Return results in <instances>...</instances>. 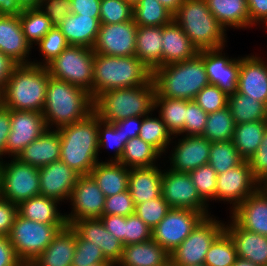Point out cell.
<instances>
[{
  "mask_svg": "<svg viewBox=\"0 0 267 266\" xmlns=\"http://www.w3.org/2000/svg\"><path fill=\"white\" fill-rule=\"evenodd\" d=\"M99 18L106 24L133 20V6L126 0H101Z\"/></svg>",
  "mask_w": 267,
  "mask_h": 266,
  "instance_id": "obj_49",
  "label": "cell"
},
{
  "mask_svg": "<svg viewBox=\"0 0 267 266\" xmlns=\"http://www.w3.org/2000/svg\"><path fill=\"white\" fill-rule=\"evenodd\" d=\"M260 24H265L264 26H265V29L267 28V17L264 19V20H262L260 23H259V25Z\"/></svg>",
  "mask_w": 267,
  "mask_h": 266,
  "instance_id": "obj_72",
  "label": "cell"
},
{
  "mask_svg": "<svg viewBox=\"0 0 267 266\" xmlns=\"http://www.w3.org/2000/svg\"><path fill=\"white\" fill-rule=\"evenodd\" d=\"M93 111L94 100L87 91L49 77L42 112L48 129L73 124L86 118Z\"/></svg>",
  "mask_w": 267,
  "mask_h": 266,
  "instance_id": "obj_2",
  "label": "cell"
},
{
  "mask_svg": "<svg viewBox=\"0 0 267 266\" xmlns=\"http://www.w3.org/2000/svg\"><path fill=\"white\" fill-rule=\"evenodd\" d=\"M38 8L48 16L53 27H58L72 13L70 0H41Z\"/></svg>",
  "mask_w": 267,
  "mask_h": 266,
  "instance_id": "obj_56",
  "label": "cell"
},
{
  "mask_svg": "<svg viewBox=\"0 0 267 266\" xmlns=\"http://www.w3.org/2000/svg\"><path fill=\"white\" fill-rule=\"evenodd\" d=\"M261 56H240L237 92L267 105V63Z\"/></svg>",
  "mask_w": 267,
  "mask_h": 266,
  "instance_id": "obj_21",
  "label": "cell"
},
{
  "mask_svg": "<svg viewBox=\"0 0 267 266\" xmlns=\"http://www.w3.org/2000/svg\"><path fill=\"white\" fill-rule=\"evenodd\" d=\"M261 186L267 191V180L264 181Z\"/></svg>",
  "mask_w": 267,
  "mask_h": 266,
  "instance_id": "obj_73",
  "label": "cell"
},
{
  "mask_svg": "<svg viewBox=\"0 0 267 266\" xmlns=\"http://www.w3.org/2000/svg\"><path fill=\"white\" fill-rule=\"evenodd\" d=\"M162 41V66L189 60L199 53L174 20L162 26Z\"/></svg>",
  "mask_w": 267,
  "mask_h": 266,
  "instance_id": "obj_27",
  "label": "cell"
},
{
  "mask_svg": "<svg viewBox=\"0 0 267 266\" xmlns=\"http://www.w3.org/2000/svg\"><path fill=\"white\" fill-rule=\"evenodd\" d=\"M23 34L27 41L34 47L51 29L52 24L38 7L23 8L19 14Z\"/></svg>",
  "mask_w": 267,
  "mask_h": 266,
  "instance_id": "obj_42",
  "label": "cell"
},
{
  "mask_svg": "<svg viewBox=\"0 0 267 266\" xmlns=\"http://www.w3.org/2000/svg\"><path fill=\"white\" fill-rule=\"evenodd\" d=\"M232 266H258V265L253 264L251 261L247 259L237 257L235 263Z\"/></svg>",
  "mask_w": 267,
  "mask_h": 266,
  "instance_id": "obj_69",
  "label": "cell"
},
{
  "mask_svg": "<svg viewBox=\"0 0 267 266\" xmlns=\"http://www.w3.org/2000/svg\"><path fill=\"white\" fill-rule=\"evenodd\" d=\"M130 169L119 162L99 161L90 175L97 182L105 198L128 190Z\"/></svg>",
  "mask_w": 267,
  "mask_h": 266,
  "instance_id": "obj_34",
  "label": "cell"
},
{
  "mask_svg": "<svg viewBox=\"0 0 267 266\" xmlns=\"http://www.w3.org/2000/svg\"><path fill=\"white\" fill-rule=\"evenodd\" d=\"M43 60L33 58L32 64L46 66L55 57H58L70 44L58 27L52 29L36 44Z\"/></svg>",
  "mask_w": 267,
  "mask_h": 266,
  "instance_id": "obj_46",
  "label": "cell"
},
{
  "mask_svg": "<svg viewBox=\"0 0 267 266\" xmlns=\"http://www.w3.org/2000/svg\"><path fill=\"white\" fill-rule=\"evenodd\" d=\"M152 114L153 112L143 117L139 137L164 155L168 152V147L174 138L159 115L158 117H153L154 115Z\"/></svg>",
  "mask_w": 267,
  "mask_h": 266,
  "instance_id": "obj_40",
  "label": "cell"
},
{
  "mask_svg": "<svg viewBox=\"0 0 267 266\" xmlns=\"http://www.w3.org/2000/svg\"><path fill=\"white\" fill-rule=\"evenodd\" d=\"M162 26H138L135 55L152 72L162 66Z\"/></svg>",
  "mask_w": 267,
  "mask_h": 266,
  "instance_id": "obj_33",
  "label": "cell"
},
{
  "mask_svg": "<svg viewBox=\"0 0 267 266\" xmlns=\"http://www.w3.org/2000/svg\"><path fill=\"white\" fill-rule=\"evenodd\" d=\"M250 23L258 26L267 17V0H247Z\"/></svg>",
  "mask_w": 267,
  "mask_h": 266,
  "instance_id": "obj_64",
  "label": "cell"
},
{
  "mask_svg": "<svg viewBox=\"0 0 267 266\" xmlns=\"http://www.w3.org/2000/svg\"><path fill=\"white\" fill-rule=\"evenodd\" d=\"M75 249L76 231L71 225H66L28 266H72Z\"/></svg>",
  "mask_w": 267,
  "mask_h": 266,
  "instance_id": "obj_26",
  "label": "cell"
},
{
  "mask_svg": "<svg viewBox=\"0 0 267 266\" xmlns=\"http://www.w3.org/2000/svg\"><path fill=\"white\" fill-rule=\"evenodd\" d=\"M228 96L216 85L208 84L194 98L207 114L216 112L227 107Z\"/></svg>",
  "mask_w": 267,
  "mask_h": 266,
  "instance_id": "obj_52",
  "label": "cell"
},
{
  "mask_svg": "<svg viewBox=\"0 0 267 266\" xmlns=\"http://www.w3.org/2000/svg\"><path fill=\"white\" fill-rule=\"evenodd\" d=\"M267 121H253L235 124L232 142L240 156L249 161L261 144Z\"/></svg>",
  "mask_w": 267,
  "mask_h": 266,
  "instance_id": "obj_37",
  "label": "cell"
},
{
  "mask_svg": "<svg viewBox=\"0 0 267 266\" xmlns=\"http://www.w3.org/2000/svg\"><path fill=\"white\" fill-rule=\"evenodd\" d=\"M243 161L232 140L211 142L208 164L217 174L226 172Z\"/></svg>",
  "mask_w": 267,
  "mask_h": 266,
  "instance_id": "obj_44",
  "label": "cell"
},
{
  "mask_svg": "<svg viewBox=\"0 0 267 266\" xmlns=\"http://www.w3.org/2000/svg\"><path fill=\"white\" fill-rule=\"evenodd\" d=\"M156 93L161 97L194 100L209 83L203 50L189 60L160 66L152 72Z\"/></svg>",
  "mask_w": 267,
  "mask_h": 266,
  "instance_id": "obj_4",
  "label": "cell"
},
{
  "mask_svg": "<svg viewBox=\"0 0 267 266\" xmlns=\"http://www.w3.org/2000/svg\"><path fill=\"white\" fill-rule=\"evenodd\" d=\"M18 215V205L0 197V236L8 237Z\"/></svg>",
  "mask_w": 267,
  "mask_h": 266,
  "instance_id": "obj_58",
  "label": "cell"
},
{
  "mask_svg": "<svg viewBox=\"0 0 267 266\" xmlns=\"http://www.w3.org/2000/svg\"><path fill=\"white\" fill-rule=\"evenodd\" d=\"M11 111L10 109L4 108L0 104V160L3 156L6 158V144L7 138L11 130L10 123Z\"/></svg>",
  "mask_w": 267,
  "mask_h": 266,
  "instance_id": "obj_63",
  "label": "cell"
},
{
  "mask_svg": "<svg viewBox=\"0 0 267 266\" xmlns=\"http://www.w3.org/2000/svg\"><path fill=\"white\" fill-rule=\"evenodd\" d=\"M156 110L174 139L180 135H184L186 100L161 97L156 93L154 111Z\"/></svg>",
  "mask_w": 267,
  "mask_h": 266,
  "instance_id": "obj_36",
  "label": "cell"
},
{
  "mask_svg": "<svg viewBox=\"0 0 267 266\" xmlns=\"http://www.w3.org/2000/svg\"><path fill=\"white\" fill-rule=\"evenodd\" d=\"M158 166L130 169L128 190L135 205L155 199L162 194L161 168L163 167Z\"/></svg>",
  "mask_w": 267,
  "mask_h": 266,
  "instance_id": "obj_29",
  "label": "cell"
},
{
  "mask_svg": "<svg viewBox=\"0 0 267 266\" xmlns=\"http://www.w3.org/2000/svg\"><path fill=\"white\" fill-rule=\"evenodd\" d=\"M79 174L62 160H57L47 166L39 168L40 195L67 202ZM65 200V201H64Z\"/></svg>",
  "mask_w": 267,
  "mask_h": 266,
  "instance_id": "obj_20",
  "label": "cell"
},
{
  "mask_svg": "<svg viewBox=\"0 0 267 266\" xmlns=\"http://www.w3.org/2000/svg\"><path fill=\"white\" fill-rule=\"evenodd\" d=\"M71 12L83 16L100 17L101 0H70Z\"/></svg>",
  "mask_w": 267,
  "mask_h": 266,
  "instance_id": "obj_60",
  "label": "cell"
},
{
  "mask_svg": "<svg viewBox=\"0 0 267 266\" xmlns=\"http://www.w3.org/2000/svg\"><path fill=\"white\" fill-rule=\"evenodd\" d=\"M22 8L38 7L41 0H16Z\"/></svg>",
  "mask_w": 267,
  "mask_h": 266,
  "instance_id": "obj_68",
  "label": "cell"
},
{
  "mask_svg": "<svg viewBox=\"0 0 267 266\" xmlns=\"http://www.w3.org/2000/svg\"><path fill=\"white\" fill-rule=\"evenodd\" d=\"M249 163L254 179L261 185L267 180V128L261 144L250 158Z\"/></svg>",
  "mask_w": 267,
  "mask_h": 266,
  "instance_id": "obj_57",
  "label": "cell"
},
{
  "mask_svg": "<svg viewBox=\"0 0 267 266\" xmlns=\"http://www.w3.org/2000/svg\"><path fill=\"white\" fill-rule=\"evenodd\" d=\"M162 266H178L177 264L173 263L170 259Z\"/></svg>",
  "mask_w": 267,
  "mask_h": 266,
  "instance_id": "obj_70",
  "label": "cell"
},
{
  "mask_svg": "<svg viewBox=\"0 0 267 266\" xmlns=\"http://www.w3.org/2000/svg\"><path fill=\"white\" fill-rule=\"evenodd\" d=\"M96 264H111L104 256L100 247L93 242L82 239L76 233V249L72 266H93Z\"/></svg>",
  "mask_w": 267,
  "mask_h": 266,
  "instance_id": "obj_50",
  "label": "cell"
},
{
  "mask_svg": "<svg viewBox=\"0 0 267 266\" xmlns=\"http://www.w3.org/2000/svg\"><path fill=\"white\" fill-rule=\"evenodd\" d=\"M108 232L119 239L124 246L125 216L102 215L99 218Z\"/></svg>",
  "mask_w": 267,
  "mask_h": 266,
  "instance_id": "obj_61",
  "label": "cell"
},
{
  "mask_svg": "<svg viewBox=\"0 0 267 266\" xmlns=\"http://www.w3.org/2000/svg\"><path fill=\"white\" fill-rule=\"evenodd\" d=\"M152 238V229L135 213L125 217L124 246L148 241Z\"/></svg>",
  "mask_w": 267,
  "mask_h": 266,
  "instance_id": "obj_53",
  "label": "cell"
},
{
  "mask_svg": "<svg viewBox=\"0 0 267 266\" xmlns=\"http://www.w3.org/2000/svg\"><path fill=\"white\" fill-rule=\"evenodd\" d=\"M210 12L228 30L252 28L247 0H206Z\"/></svg>",
  "mask_w": 267,
  "mask_h": 266,
  "instance_id": "obj_35",
  "label": "cell"
},
{
  "mask_svg": "<svg viewBox=\"0 0 267 266\" xmlns=\"http://www.w3.org/2000/svg\"><path fill=\"white\" fill-rule=\"evenodd\" d=\"M259 186L253 177L249 161L244 160L236 167L217 174L216 201L229 203L231 212Z\"/></svg>",
  "mask_w": 267,
  "mask_h": 266,
  "instance_id": "obj_15",
  "label": "cell"
},
{
  "mask_svg": "<svg viewBox=\"0 0 267 266\" xmlns=\"http://www.w3.org/2000/svg\"><path fill=\"white\" fill-rule=\"evenodd\" d=\"M65 226L27 220L18 214L8 238L18 259L25 266H28L46 249L59 230Z\"/></svg>",
  "mask_w": 267,
  "mask_h": 266,
  "instance_id": "obj_9",
  "label": "cell"
},
{
  "mask_svg": "<svg viewBox=\"0 0 267 266\" xmlns=\"http://www.w3.org/2000/svg\"><path fill=\"white\" fill-rule=\"evenodd\" d=\"M93 266H113L112 264H96V265H93Z\"/></svg>",
  "mask_w": 267,
  "mask_h": 266,
  "instance_id": "obj_74",
  "label": "cell"
},
{
  "mask_svg": "<svg viewBox=\"0 0 267 266\" xmlns=\"http://www.w3.org/2000/svg\"><path fill=\"white\" fill-rule=\"evenodd\" d=\"M22 10L16 0H0V15L17 16Z\"/></svg>",
  "mask_w": 267,
  "mask_h": 266,
  "instance_id": "obj_66",
  "label": "cell"
},
{
  "mask_svg": "<svg viewBox=\"0 0 267 266\" xmlns=\"http://www.w3.org/2000/svg\"><path fill=\"white\" fill-rule=\"evenodd\" d=\"M137 27L134 19L117 24L100 23L92 48L94 53L117 57L135 55Z\"/></svg>",
  "mask_w": 267,
  "mask_h": 266,
  "instance_id": "obj_16",
  "label": "cell"
},
{
  "mask_svg": "<svg viewBox=\"0 0 267 266\" xmlns=\"http://www.w3.org/2000/svg\"><path fill=\"white\" fill-rule=\"evenodd\" d=\"M227 107L235 124L267 121V105L241 93L236 92L229 95Z\"/></svg>",
  "mask_w": 267,
  "mask_h": 266,
  "instance_id": "obj_39",
  "label": "cell"
},
{
  "mask_svg": "<svg viewBox=\"0 0 267 266\" xmlns=\"http://www.w3.org/2000/svg\"><path fill=\"white\" fill-rule=\"evenodd\" d=\"M235 122L228 107L208 114L206 127L202 136L210 142L232 140Z\"/></svg>",
  "mask_w": 267,
  "mask_h": 266,
  "instance_id": "obj_43",
  "label": "cell"
},
{
  "mask_svg": "<svg viewBox=\"0 0 267 266\" xmlns=\"http://www.w3.org/2000/svg\"><path fill=\"white\" fill-rule=\"evenodd\" d=\"M182 138L172 140L170 146L169 169L189 173L201 165L208 164L211 142L203 136L181 135ZM177 141V142H176ZM175 143V144H173ZM174 147V148H173Z\"/></svg>",
  "mask_w": 267,
  "mask_h": 266,
  "instance_id": "obj_18",
  "label": "cell"
},
{
  "mask_svg": "<svg viewBox=\"0 0 267 266\" xmlns=\"http://www.w3.org/2000/svg\"><path fill=\"white\" fill-rule=\"evenodd\" d=\"M33 47L23 34L22 25L17 16L0 15V52L19 64H32Z\"/></svg>",
  "mask_w": 267,
  "mask_h": 266,
  "instance_id": "obj_23",
  "label": "cell"
},
{
  "mask_svg": "<svg viewBox=\"0 0 267 266\" xmlns=\"http://www.w3.org/2000/svg\"><path fill=\"white\" fill-rule=\"evenodd\" d=\"M189 175L199 195L207 204L209 200L216 201L217 173L209 164L190 171Z\"/></svg>",
  "mask_w": 267,
  "mask_h": 266,
  "instance_id": "obj_48",
  "label": "cell"
},
{
  "mask_svg": "<svg viewBox=\"0 0 267 266\" xmlns=\"http://www.w3.org/2000/svg\"><path fill=\"white\" fill-rule=\"evenodd\" d=\"M161 193L170 208L191 209L211 216L209 204L199 195L189 173L163 169Z\"/></svg>",
  "mask_w": 267,
  "mask_h": 266,
  "instance_id": "obj_13",
  "label": "cell"
},
{
  "mask_svg": "<svg viewBox=\"0 0 267 266\" xmlns=\"http://www.w3.org/2000/svg\"><path fill=\"white\" fill-rule=\"evenodd\" d=\"M229 213L243 229L267 236V191L261 185Z\"/></svg>",
  "mask_w": 267,
  "mask_h": 266,
  "instance_id": "obj_22",
  "label": "cell"
},
{
  "mask_svg": "<svg viewBox=\"0 0 267 266\" xmlns=\"http://www.w3.org/2000/svg\"><path fill=\"white\" fill-rule=\"evenodd\" d=\"M237 252L233 240L224 230L211 244L206 253V266H232L237 259Z\"/></svg>",
  "mask_w": 267,
  "mask_h": 266,
  "instance_id": "obj_45",
  "label": "cell"
},
{
  "mask_svg": "<svg viewBox=\"0 0 267 266\" xmlns=\"http://www.w3.org/2000/svg\"><path fill=\"white\" fill-rule=\"evenodd\" d=\"M205 216L191 209L171 208L152 229V240L168 253L178 247Z\"/></svg>",
  "mask_w": 267,
  "mask_h": 266,
  "instance_id": "obj_12",
  "label": "cell"
},
{
  "mask_svg": "<svg viewBox=\"0 0 267 266\" xmlns=\"http://www.w3.org/2000/svg\"><path fill=\"white\" fill-rule=\"evenodd\" d=\"M137 26H164L173 20V14L157 0H140L133 7Z\"/></svg>",
  "mask_w": 267,
  "mask_h": 266,
  "instance_id": "obj_41",
  "label": "cell"
},
{
  "mask_svg": "<svg viewBox=\"0 0 267 266\" xmlns=\"http://www.w3.org/2000/svg\"><path fill=\"white\" fill-rule=\"evenodd\" d=\"M18 64L14 62L10 57L0 52V94L4 90L7 80L12 74L13 69Z\"/></svg>",
  "mask_w": 267,
  "mask_h": 266,
  "instance_id": "obj_65",
  "label": "cell"
},
{
  "mask_svg": "<svg viewBox=\"0 0 267 266\" xmlns=\"http://www.w3.org/2000/svg\"><path fill=\"white\" fill-rule=\"evenodd\" d=\"M162 154L139 136L130 139L124 146L123 155L119 161L125 167L148 168L156 166Z\"/></svg>",
  "mask_w": 267,
  "mask_h": 266,
  "instance_id": "obj_38",
  "label": "cell"
},
{
  "mask_svg": "<svg viewBox=\"0 0 267 266\" xmlns=\"http://www.w3.org/2000/svg\"><path fill=\"white\" fill-rule=\"evenodd\" d=\"M170 254L152 239L123 247L120 261L115 266H162Z\"/></svg>",
  "mask_w": 267,
  "mask_h": 266,
  "instance_id": "obj_31",
  "label": "cell"
},
{
  "mask_svg": "<svg viewBox=\"0 0 267 266\" xmlns=\"http://www.w3.org/2000/svg\"><path fill=\"white\" fill-rule=\"evenodd\" d=\"M155 94L152 79L137 87L105 91L94 99V112L107 123L130 117H144L154 112Z\"/></svg>",
  "mask_w": 267,
  "mask_h": 266,
  "instance_id": "obj_6",
  "label": "cell"
},
{
  "mask_svg": "<svg viewBox=\"0 0 267 266\" xmlns=\"http://www.w3.org/2000/svg\"><path fill=\"white\" fill-rule=\"evenodd\" d=\"M126 1L134 7L140 0H126Z\"/></svg>",
  "mask_w": 267,
  "mask_h": 266,
  "instance_id": "obj_71",
  "label": "cell"
},
{
  "mask_svg": "<svg viewBox=\"0 0 267 266\" xmlns=\"http://www.w3.org/2000/svg\"><path fill=\"white\" fill-rule=\"evenodd\" d=\"M208 114L193 100H186L184 135L202 136Z\"/></svg>",
  "mask_w": 267,
  "mask_h": 266,
  "instance_id": "obj_54",
  "label": "cell"
},
{
  "mask_svg": "<svg viewBox=\"0 0 267 266\" xmlns=\"http://www.w3.org/2000/svg\"><path fill=\"white\" fill-rule=\"evenodd\" d=\"M224 49L203 50V61L209 83L229 96L237 92L240 57H229Z\"/></svg>",
  "mask_w": 267,
  "mask_h": 266,
  "instance_id": "obj_19",
  "label": "cell"
},
{
  "mask_svg": "<svg viewBox=\"0 0 267 266\" xmlns=\"http://www.w3.org/2000/svg\"><path fill=\"white\" fill-rule=\"evenodd\" d=\"M92 48L69 45L58 57L46 65L50 77L73 84L87 91L93 98Z\"/></svg>",
  "mask_w": 267,
  "mask_h": 266,
  "instance_id": "obj_8",
  "label": "cell"
},
{
  "mask_svg": "<svg viewBox=\"0 0 267 266\" xmlns=\"http://www.w3.org/2000/svg\"><path fill=\"white\" fill-rule=\"evenodd\" d=\"M100 27V18L73 14L58 26L70 45L93 48Z\"/></svg>",
  "mask_w": 267,
  "mask_h": 266,
  "instance_id": "obj_30",
  "label": "cell"
},
{
  "mask_svg": "<svg viewBox=\"0 0 267 266\" xmlns=\"http://www.w3.org/2000/svg\"><path fill=\"white\" fill-rule=\"evenodd\" d=\"M49 77L46 66L17 65L0 94V104L10 110L43 112Z\"/></svg>",
  "mask_w": 267,
  "mask_h": 266,
  "instance_id": "obj_3",
  "label": "cell"
},
{
  "mask_svg": "<svg viewBox=\"0 0 267 266\" xmlns=\"http://www.w3.org/2000/svg\"><path fill=\"white\" fill-rule=\"evenodd\" d=\"M60 135L56 129H47L35 139L17 157L21 162L41 168L60 160Z\"/></svg>",
  "mask_w": 267,
  "mask_h": 266,
  "instance_id": "obj_28",
  "label": "cell"
},
{
  "mask_svg": "<svg viewBox=\"0 0 267 266\" xmlns=\"http://www.w3.org/2000/svg\"><path fill=\"white\" fill-rule=\"evenodd\" d=\"M157 1H159L173 15L177 12L180 5L184 2V0H157Z\"/></svg>",
  "mask_w": 267,
  "mask_h": 266,
  "instance_id": "obj_67",
  "label": "cell"
},
{
  "mask_svg": "<svg viewBox=\"0 0 267 266\" xmlns=\"http://www.w3.org/2000/svg\"><path fill=\"white\" fill-rule=\"evenodd\" d=\"M151 79L152 71L136 55L117 57L95 53L93 100L105 91L137 87Z\"/></svg>",
  "mask_w": 267,
  "mask_h": 266,
  "instance_id": "obj_5",
  "label": "cell"
},
{
  "mask_svg": "<svg viewBox=\"0 0 267 266\" xmlns=\"http://www.w3.org/2000/svg\"><path fill=\"white\" fill-rule=\"evenodd\" d=\"M10 159L0 160V197L19 205L40 195L39 168Z\"/></svg>",
  "mask_w": 267,
  "mask_h": 266,
  "instance_id": "obj_10",
  "label": "cell"
},
{
  "mask_svg": "<svg viewBox=\"0 0 267 266\" xmlns=\"http://www.w3.org/2000/svg\"><path fill=\"white\" fill-rule=\"evenodd\" d=\"M135 213V204L129 190L105 198L102 215L129 216Z\"/></svg>",
  "mask_w": 267,
  "mask_h": 266,
  "instance_id": "obj_55",
  "label": "cell"
},
{
  "mask_svg": "<svg viewBox=\"0 0 267 266\" xmlns=\"http://www.w3.org/2000/svg\"><path fill=\"white\" fill-rule=\"evenodd\" d=\"M173 20L198 51L227 47V31L210 12L206 0H184Z\"/></svg>",
  "mask_w": 267,
  "mask_h": 266,
  "instance_id": "obj_7",
  "label": "cell"
},
{
  "mask_svg": "<svg viewBox=\"0 0 267 266\" xmlns=\"http://www.w3.org/2000/svg\"><path fill=\"white\" fill-rule=\"evenodd\" d=\"M225 230V223L213 214L204 217L191 234L170 254L178 266L204 265L206 253L213 241Z\"/></svg>",
  "mask_w": 267,
  "mask_h": 266,
  "instance_id": "obj_11",
  "label": "cell"
},
{
  "mask_svg": "<svg viewBox=\"0 0 267 266\" xmlns=\"http://www.w3.org/2000/svg\"><path fill=\"white\" fill-rule=\"evenodd\" d=\"M71 227L84 240L100 247L105 258L115 266L121 259L123 243L107 231L100 219L74 221Z\"/></svg>",
  "mask_w": 267,
  "mask_h": 266,
  "instance_id": "obj_24",
  "label": "cell"
},
{
  "mask_svg": "<svg viewBox=\"0 0 267 266\" xmlns=\"http://www.w3.org/2000/svg\"><path fill=\"white\" fill-rule=\"evenodd\" d=\"M143 122V117H130L114 122V126L124 135V142L138 137Z\"/></svg>",
  "mask_w": 267,
  "mask_h": 266,
  "instance_id": "obj_59",
  "label": "cell"
},
{
  "mask_svg": "<svg viewBox=\"0 0 267 266\" xmlns=\"http://www.w3.org/2000/svg\"><path fill=\"white\" fill-rule=\"evenodd\" d=\"M57 199L38 195L21 202L18 214L27 220L50 225H67L65 214L59 211Z\"/></svg>",
  "mask_w": 267,
  "mask_h": 266,
  "instance_id": "obj_32",
  "label": "cell"
},
{
  "mask_svg": "<svg viewBox=\"0 0 267 266\" xmlns=\"http://www.w3.org/2000/svg\"><path fill=\"white\" fill-rule=\"evenodd\" d=\"M98 153L102 149H114V157H109L107 162H119L122 155L124 146V135L119 132L113 123H107L98 117Z\"/></svg>",
  "mask_w": 267,
  "mask_h": 266,
  "instance_id": "obj_47",
  "label": "cell"
},
{
  "mask_svg": "<svg viewBox=\"0 0 267 266\" xmlns=\"http://www.w3.org/2000/svg\"><path fill=\"white\" fill-rule=\"evenodd\" d=\"M11 130L7 138L6 155L17 158L23 149L47 129L42 112L10 110Z\"/></svg>",
  "mask_w": 267,
  "mask_h": 266,
  "instance_id": "obj_17",
  "label": "cell"
},
{
  "mask_svg": "<svg viewBox=\"0 0 267 266\" xmlns=\"http://www.w3.org/2000/svg\"><path fill=\"white\" fill-rule=\"evenodd\" d=\"M69 202L71 212L64 213L67 225L83 219H99L103 214L105 195L90 174L82 175L73 187Z\"/></svg>",
  "mask_w": 267,
  "mask_h": 266,
  "instance_id": "obj_14",
  "label": "cell"
},
{
  "mask_svg": "<svg viewBox=\"0 0 267 266\" xmlns=\"http://www.w3.org/2000/svg\"><path fill=\"white\" fill-rule=\"evenodd\" d=\"M162 194L152 200L135 205V214L151 229H153L170 210Z\"/></svg>",
  "mask_w": 267,
  "mask_h": 266,
  "instance_id": "obj_51",
  "label": "cell"
},
{
  "mask_svg": "<svg viewBox=\"0 0 267 266\" xmlns=\"http://www.w3.org/2000/svg\"><path fill=\"white\" fill-rule=\"evenodd\" d=\"M56 130L60 135V160L80 176L89 175L99 162L98 115L93 111L86 118Z\"/></svg>",
  "mask_w": 267,
  "mask_h": 266,
  "instance_id": "obj_1",
  "label": "cell"
},
{
  "mask_svg": "<svg viewBox=\"0 0 267 266\" xmlns=\"http://www.w3.org/2000/svg\"><path fill=\"white\" fill-rule=\"evenodd\" d=\"M225 231L234 242L237 256L258 266H267V236L243 229L231 216ZM227 223V224H226Z\"/></svg>",
  "mask_w": 267,
  "mask_h": 266,
  "instance_id": "obj_25",
  "label": "cell"
},
{
  "mask_svg": "<svg viewBox=\"0 0 267 266\" xmlns=\"http://www.w3.org/2000/svg\"><path fill=\"white\" fill-rule=\"evenodd\" d=\"M0 266H25L16 256L8 237L0 236Z\"/></svg>",
  "mask_w": 267,
  "mask_h": 266,
  "instance_id": "obj_62",
  "label": "cell"
}]
</instances>
